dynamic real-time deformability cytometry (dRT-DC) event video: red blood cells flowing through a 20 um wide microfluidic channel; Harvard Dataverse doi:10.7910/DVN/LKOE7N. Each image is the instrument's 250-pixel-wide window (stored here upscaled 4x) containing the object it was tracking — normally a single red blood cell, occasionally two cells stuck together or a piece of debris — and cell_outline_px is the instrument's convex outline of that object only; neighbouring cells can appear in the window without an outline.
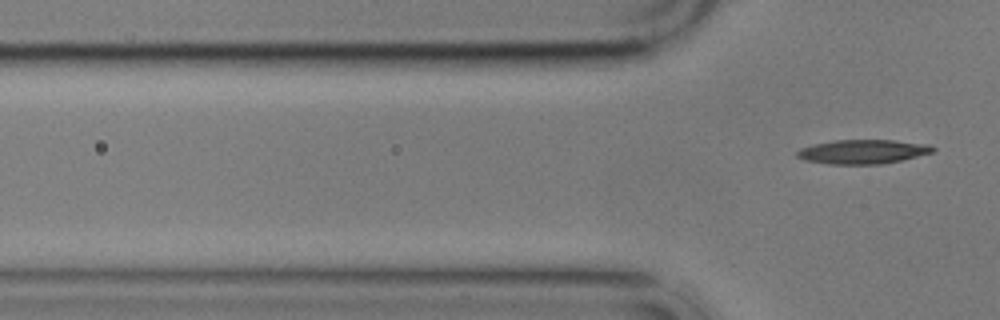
{"species": "common noctule bat (a hibernating species)", "species_latin": "Nyctalus noctula", "temperature_condition": "cold", "stored_images_in_passage": 4, "segment_of_instrument_passage": [2, 2], "camera_frame_rate_fps": 3000, "um_per_image_px": 0.085, "animal": {"sex": "male", "body_mass_g": 17.9}, "frame": {"image": 1, "passage_image": 4, "time_ms": 3.667, "image_size_px": [1000, 320], "cell_outline_px": [[936, 148], [932, 152], [904, 160], [880, 164], [828, 164], [804, 160], [796, 156], [796, 152], [800, 148], [812, 144], [836, 140], [892, 140], [932, 144]], "centroid_in_image_um": [73.35, 12.89], "position_along_channel_um": 52.5, "area_um2": 19.31}}